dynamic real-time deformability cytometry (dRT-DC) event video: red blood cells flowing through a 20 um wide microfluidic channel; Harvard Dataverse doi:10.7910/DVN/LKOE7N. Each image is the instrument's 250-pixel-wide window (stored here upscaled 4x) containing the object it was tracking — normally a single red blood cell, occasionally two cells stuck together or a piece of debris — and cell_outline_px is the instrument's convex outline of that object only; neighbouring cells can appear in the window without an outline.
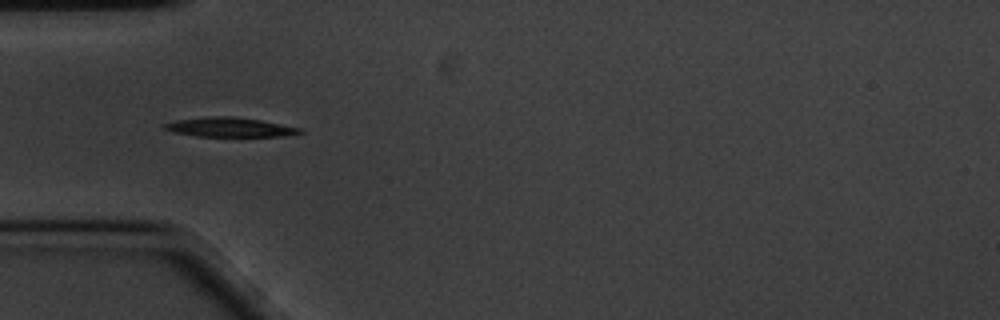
{"species": "common noctule bat (a hibernating species)", "species_latin": "Nyctalus noctula", "temperature_condition": "cold", "stored_images_in_passage": 42, "camera_frame_rate_fps": 3000, "um_per_image_px": 0.085, "animal": {"sex": "male", "body_mass_g": 20.1, "forearm_length_mm": 53.5}, "frame": {"image": 1, "passage_image": 1, "time_ms": 0.0, "image_size_px": [1000, 320], "cell_outline_px": [[304, 132], [280, 136], [196, 136], [172, 132], [164, 128], [160, 124], [176, 120], [208, 116], [232, 116], [260, 120], [300, 128]], "centroid_in_image_um": [19.44, 10.8], "position_along_channel_um": 65.6, "area_um2": 15.2}}
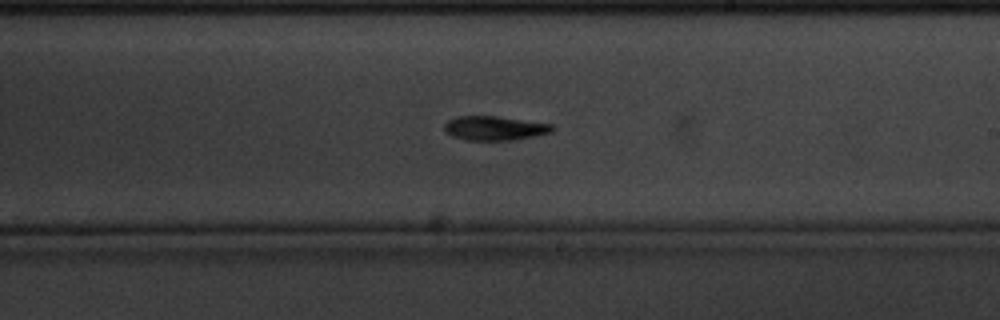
{"frame": {"image": 2, "passage_image": 17, "time_ms": 5.333, "image_size_px": [1000, 320], "cell_outline_px": [[556, 128], [552, 132], [512, 140], [468, 140], [452, 136], [444, 132], [444, 124], [448, 120], [456, 116], [496, 116], [552, 124]], "centroid_in_image_um": [42.01, 10.89], "position_along_channel_um": 247.0, "area_um2": 15.2}}
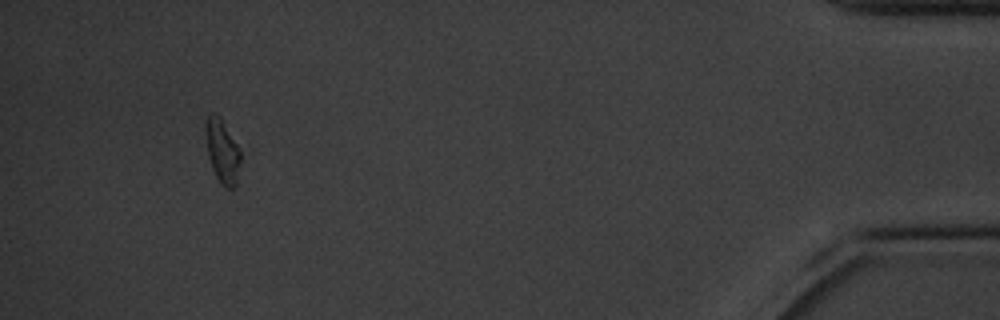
{"frame": {"image": 3, "passage_image": 38, "time_ms": 12.333, "image_size_px": [1000, 320], "cell_outline_px": [[240, 160], [236, 188], [228, 188], [220, 184], [212, 168], [208, 156], [204, 128], [204, 124], [208, 112], [216, 112], [220, 116], [240, 148]], "centroid_in_image_um": [18.88, 12.8], "position_along_channel_um": 416.3, "area_um2": 13.35}, "authors_computed_cell_mechanics": {"area_um2": 15.1147, "velocity_mm_per_s": 3.4038, "shape_relaxation_time_tau1_ms": 4.8291, "shape_relaxation_time_tau2_ms": null, "deformation_change_tau1": 0.1402, "deformation_change_tau2": null}}